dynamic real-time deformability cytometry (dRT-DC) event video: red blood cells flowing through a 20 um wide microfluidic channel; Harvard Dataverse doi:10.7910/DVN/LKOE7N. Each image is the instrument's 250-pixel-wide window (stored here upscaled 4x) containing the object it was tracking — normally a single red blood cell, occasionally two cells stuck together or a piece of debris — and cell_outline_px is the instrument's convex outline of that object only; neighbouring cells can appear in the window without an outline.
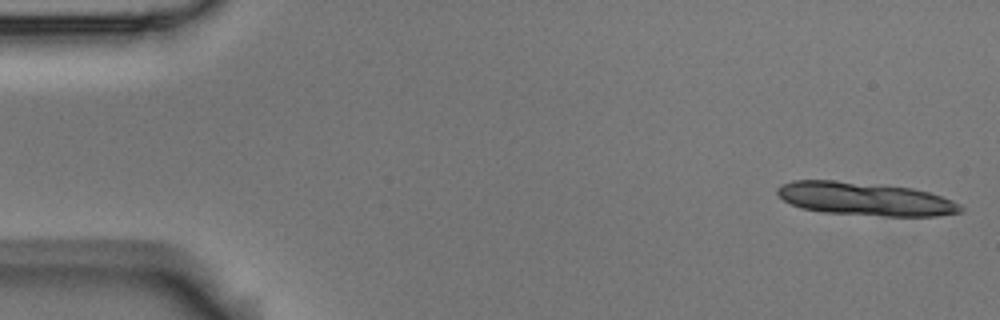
{"species": "Egyptian fruit bat (a non-hibernating species)", "species_latin": "Rousettus aegyptiacus", "temperature_condition": "room temperature", "stored_images_in_passage": 5, "camera_frame_rate_fps": 3000, "um_per_image_px": 0.085, "animal": {"sex": "male"}, "frame": {"image": 1, "passage_image": 1, "time_ms": 0.0, "image_size_px": [1000, 320], "cell_outline_px": [[964, 212], [936, 216], [884, 216], [824, 212], [804, 208], [792, 204], [784, 200], [776, 192], [776, 188], [780, 184], [792, 180], [832, 180], [912, 188], [928, 192], [952, 200], [960, 204], [964, 208]], "centroid_in_image_um": [73.55, 16.91], "position_along_channel_um": 11.5, "area_um2": 35.32}}